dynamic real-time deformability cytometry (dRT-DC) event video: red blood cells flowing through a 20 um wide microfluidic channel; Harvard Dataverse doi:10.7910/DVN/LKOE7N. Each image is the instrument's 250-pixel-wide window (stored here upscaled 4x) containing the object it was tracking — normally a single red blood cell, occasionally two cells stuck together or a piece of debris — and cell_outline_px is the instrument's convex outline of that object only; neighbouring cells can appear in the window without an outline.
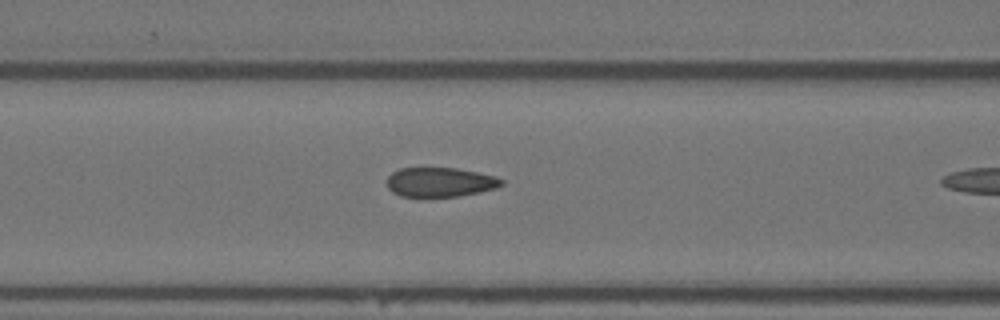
{"species": "Egyptian fruit bat (a non-hibernating species)", "species_latin": "Rousettus aegyptiacus", "temperature_condition": "warm", "stored_images_in_passage": 15, "camera_frame_rate_fps": 3000, "um_per_image_px": 0.085, "animal": {"sex": "female"}, "frame": {"image": 1, "passage_image": 13, "time_ms": 4.0, "image_size_px": [1000, 320], "cell_outline_px": [[504, 184], [496, 188], [480, 192], [460, 196], [400, 196], [392, 192], [388, 188], [388, 176], [392, 172], [400, 168], [456, 168], [496, 176], [504, 180]], "centroid_in_image_um": [37.43, 15.48], "position_along_channel_um": 129.2, "area_um2": 19.59}}